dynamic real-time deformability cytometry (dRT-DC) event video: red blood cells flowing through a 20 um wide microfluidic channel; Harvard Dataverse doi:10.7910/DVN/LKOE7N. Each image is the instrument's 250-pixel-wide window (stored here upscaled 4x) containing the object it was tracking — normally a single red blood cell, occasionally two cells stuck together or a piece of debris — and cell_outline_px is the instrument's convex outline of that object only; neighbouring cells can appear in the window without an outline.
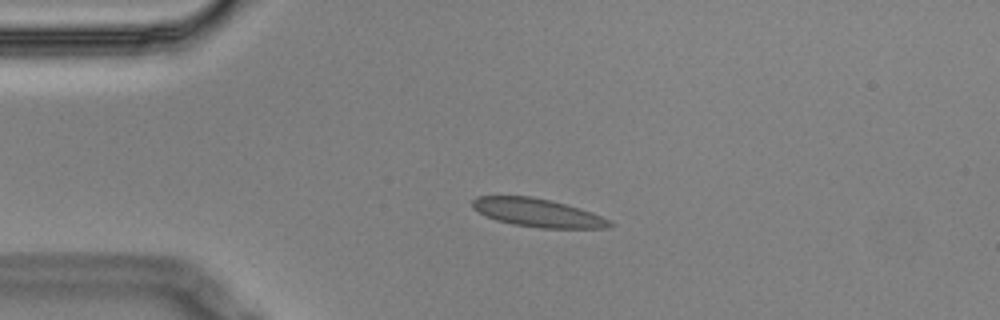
{"species": "Egyptian fruit bat (a non-hibernating species)", "species_latin": "Rousettus aegyptiacus", "temperature_condition": "cold", "stored_images_in_passage": 5, "camera_frame_rate_fps": 3000, "um_per_image_px": 0.085, "animal": {"sex": "male"}, "frame": {"image": 1, "passage_image": 3, "time_ms": 0.667, "image_size_px": [1000, 320], "cell_outline_px": [[616, 224], [608, 228], [540, 228], [512, 224], [496, 220], [472, 208], [472, 200], [476, 196], [532, 196], [552, 200], [580, 208], [592, 212]], "centroid_in_image_um": [45.71, 18.08], "position_along_channel_um": 39.3, "area_um2": 22.66}}
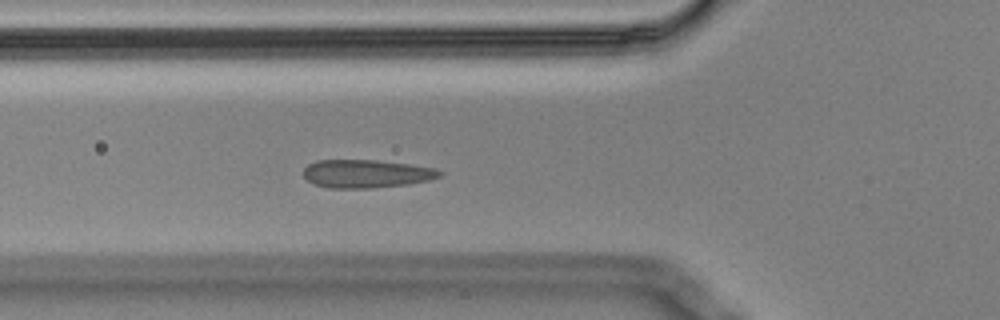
{"frame": {"image": 2, "passage_image": 5, "time_ms": 1.333, "image_size_px": [1000, 320], "cell_outline_px": [[444, 172], [440, 176], [428, 180], [408, 184], [372, 188], [328, 188], [312, 184], [304, 176], [304, 168], [308, 164], [316, 160], [376, 160], [408, 164], [436, 168]], "centroid_in_image_um": [31.12, 14.77], "position_along_channel_um": 94.7, "area_um2": 22.43}}